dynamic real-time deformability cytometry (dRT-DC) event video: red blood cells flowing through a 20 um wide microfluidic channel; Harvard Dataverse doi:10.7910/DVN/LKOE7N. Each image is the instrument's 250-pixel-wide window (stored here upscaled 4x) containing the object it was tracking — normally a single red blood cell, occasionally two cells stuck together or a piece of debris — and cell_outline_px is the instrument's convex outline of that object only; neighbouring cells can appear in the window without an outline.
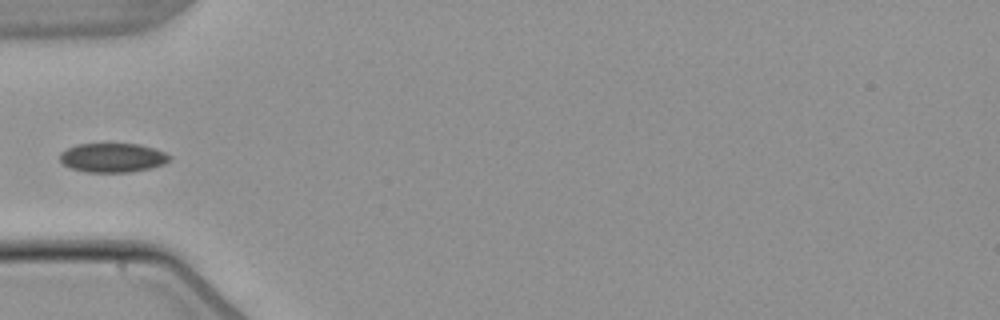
{"species": "common noctule bat (a hibernating species)", "species_latin": "Nyctalus noctula", "temperature_condition": "warm", "stored_images_in_passage": 5, "segment_of_instrument_passage": [2, 2], "camera_frame_rate_fps": 3000, "um_per_image_px": 0.085, "animal": {"sex": "male", "body_mass_g": 21.5, "forearm_length_mm": 52.0}, "frame": {"image": 1, "passage_image": 5, "time_ms": 5.0, "image_size_px": [1000, 320], "cell_outline_px": [[172, 156], [164, 164], [152, 168], [132, 172], [88, 172], [72, 168], [64, 164], [60, 160], [60, 152], [76, 144], [140, 144], [164, 152]], "centroid_in_image_um": [9.58, 13.4], "position_along_channel_um": 75.4, "area_um2": 18.55}}